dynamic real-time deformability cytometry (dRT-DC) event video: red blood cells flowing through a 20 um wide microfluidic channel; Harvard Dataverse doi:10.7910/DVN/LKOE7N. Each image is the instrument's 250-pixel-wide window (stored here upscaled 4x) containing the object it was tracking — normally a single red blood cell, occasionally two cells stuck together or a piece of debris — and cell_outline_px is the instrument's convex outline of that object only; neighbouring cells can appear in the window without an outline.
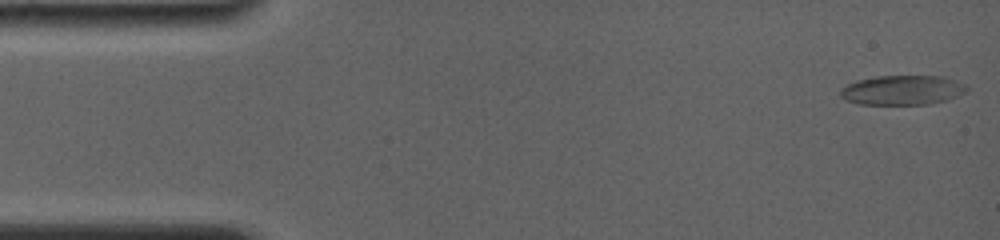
{"species": "common noctule bat (a hibernating species)", "species_latin": "Nyctalus noctula", "temperature_condition": "room temperature", "stored_images_in_passage": 5, "camera_frame_rate_fps": 4000, "um_per_image_px": 0.085, "animal": {"sex": "female", "body_mass_g": 19.0, "forearm_length_mm": 56.7}, "frame": {"image": 1, "passage_image": 1, "time_ms": 0.0, "image_size_px": [1000, 240], "cell_outline_px": [[968, 88], [964, 92], [956, 96], [944, 100], [928, 104], [860, 104], [844, 100], [840, 96], [840, 88], [856, 80], [876, 76], [944, 76], [964, 84]], "centroid_in_image_um": [76.64, 7.65], "position_along_channel_um": 8.4, "area_um2": 21.68}}
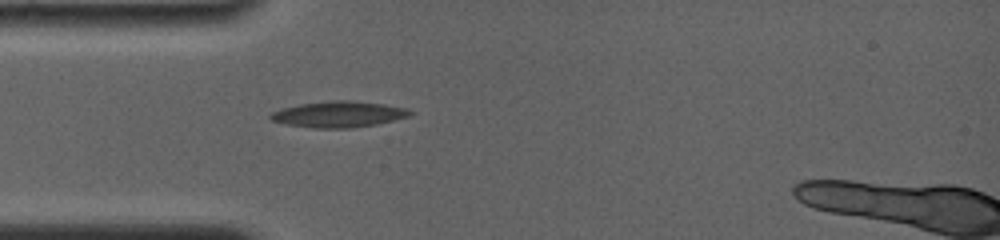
{"frame": {"image": 2, "passage_image": 5, "time_ms": 4.25, "image_size_px": [1000, 240], "cell_outline_px": [[416, 112], [408, 116], [376, 124], [348, 128], [312, 128], [288, 124], [272, 120], [268, 116], [272, 112], [280, 108], [300, 104], [332, 100], [352, 100], [384, 104], [408, 108]], "centroid_in_image_um": [28.8, 9.7], "position_along_channel_um": 56.2, "area_um2": 21.15}}